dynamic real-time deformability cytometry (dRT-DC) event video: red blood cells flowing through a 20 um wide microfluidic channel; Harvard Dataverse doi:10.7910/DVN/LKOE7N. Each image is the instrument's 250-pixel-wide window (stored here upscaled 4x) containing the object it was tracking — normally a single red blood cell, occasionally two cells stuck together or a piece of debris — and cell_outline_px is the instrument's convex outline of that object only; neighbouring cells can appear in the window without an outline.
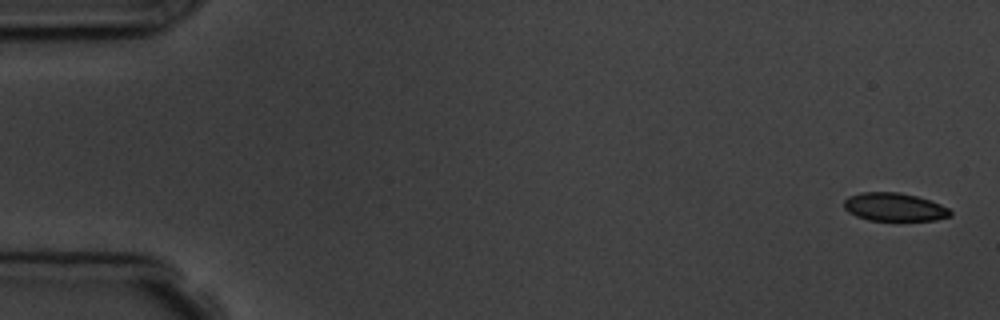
{"species": "common noctule bat (a hibernating species)", "species_latin": "Nyctalus noctula", "temperature_condition": "room temperature", "stored_images_in_passage": 13, "camera_frame_rate_fps": 3000, "um_per_image_px": 0.085, "animal": {"sex": "male", "body_mass_g": 19.5, "forearm_length_mm": 54.6}, "frame": {"image": 1, "passage_image": 1, "time_ms": 0.0, "image_size_px": [1000, 320], "cell_outline_px": [[952, 216], [936, 220], [868, 220], [856, 216], [848, 212], [844, 208], [844, 200], [848, 196], [860, 192], [900, 192], [916, 196], [940, 204], [948, 208], [952, 212]], "centroid_in_image_um": [76.0, 17.59], "position_along_channel_um": 9.0, "area_um2": 17.51}}
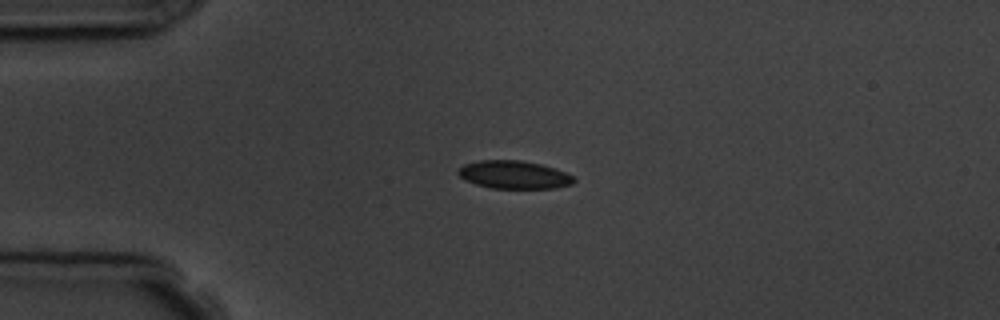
{"frame": {"image": 2, "passage_image": 4, "time_ms": 4.0, "image_size_px": [1000, 320], "cell_outline_px": [[576, 180], [572, 184], [556, 188], [492, 188], [476, 184], [464, 180], [456, 172], [464, 164], [480, 160], [520, 160], [540, 164], [564, 172], [572, 176]], "centroid_in_image_um": [43.66, 14.85], "position_along_channel_um": 41.3, "area_um2": 18.73}}
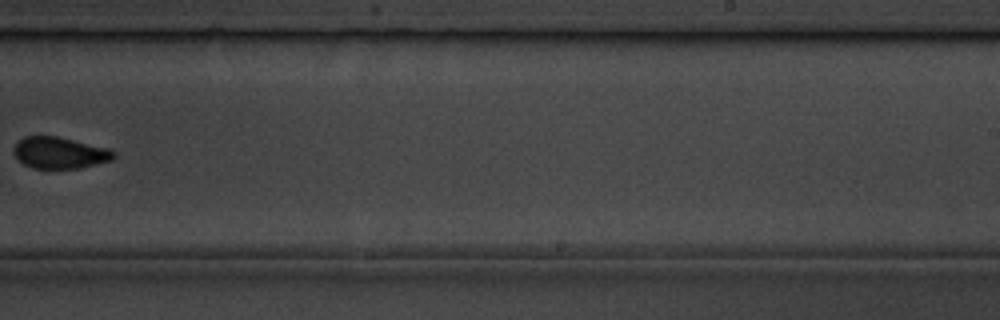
{"frame": {"image": 3, "passage_image": 10, "time_ms": 11.333, "image_size_px": [1000, 320], "cell_outline_px": [[116, 156], [112, 160], [80, 168], [32, 168], [16, 160], [12, 152], [12, 148], [24, 136], [56, 136], [108, 148], [116, 152]], "centroid_in_image_um": [5.04, 12.99], "position_along_channel_um": 284.0, "area_um2": 18.44}, "authors_computed_cell_mechanics": {"area_um2": 18.9006, "velocity_mm_per_s": 3.6746, "shape_relaxation_time_tau1_ms": 1.8963, "shape_relaxation_time_tau2_ms": null, "deformation_change_tau1": 0.0793, "deformation_change_tau2": null}}